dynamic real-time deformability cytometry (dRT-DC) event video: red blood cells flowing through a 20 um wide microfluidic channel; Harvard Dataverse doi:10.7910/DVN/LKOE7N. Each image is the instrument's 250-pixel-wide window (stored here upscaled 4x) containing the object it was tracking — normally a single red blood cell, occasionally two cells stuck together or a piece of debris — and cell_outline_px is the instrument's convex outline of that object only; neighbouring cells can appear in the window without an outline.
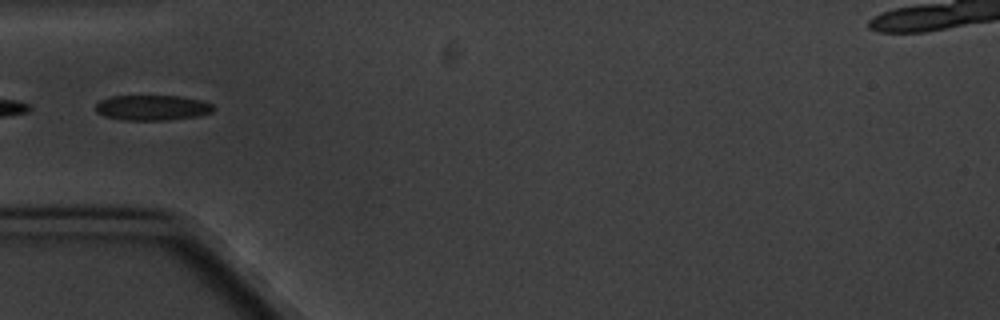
{"species": "common noctule bat (a hibernating species)", "species_latin": "Nyctalus noctula", "temperature_condition": "cold", "stored_images_in_passage": 9, "camera_frame_rate_fps": 3000, "um_per_image_px": 0.085, "animal": {"sex": "male", "body_mass_g": 20.1, "forearm_length_mm": 53.5}, "frame": {"image": 1, "passage_image": 6, "time_ms": 6.0, "image_size_px": [1000, 320], "cell_outline_px": [[216, 108], [212, 112], [200, 116], [168, 120], [120, 120], [104, 116], [96, 112], [96, 104], [100, 100], [108, 96], [180, 96], [204, 100], [212, 104]], "centroid_in_image_um": [12.97, 9.15], "position_along_channel_um": 72.0, "area_um2": 17.69}}
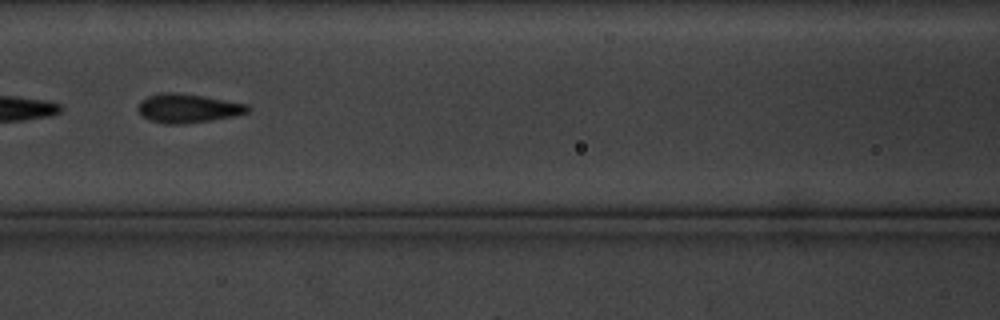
{"frame": {"image": 2, "passage_image": 8, "time_ms": 8.333, "image_size_px": [1000, 320], "cell_outline_px": [[248, 112], [232, 116], [212, 120], [184, 124], [164, 124], [140, 116], [136, 108], [140, 100], [148, 96], [164, 92], [176, 92], [248, 104]], "centroid_in_image_um": [15.89, 9.21], "position_along_channel_um": 150.7, "area_um2": 18.38}}